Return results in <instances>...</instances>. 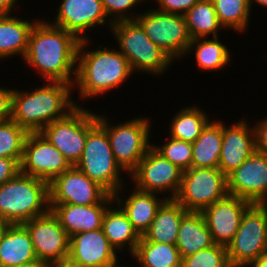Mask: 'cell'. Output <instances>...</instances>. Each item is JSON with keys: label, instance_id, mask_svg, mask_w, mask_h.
<instances>
[{"label": "cell", "instance_id": "obj_48", "mask_svg": "<svg viewBox=\"0 0 267 267\" xmlns=\"http://www.w3.org/2000/svg\"><path fill=\"white\" fill-rule=\"evenodd\" d=\"M264 208L265 210L267 211V200H264L263 202L260 203Z\"/></svg>", "mask_w": 267, "mask_h": 267}, {"label": "cell", "instance_id": "obj_41", "mask_svg": "<svg viewBox=\"0 0 267 267\" xmlns=\"http://www.w3.org/2000/svg\"><path fill=\"white\" fill-rule=\"evenodd\" d=\"M13 91L14 88L0 86V122L11 119Z\"/></svg>", "mask_w": 267, "mask_h": 267}, {"label": "cell", "instance_id": "obj_1", "mask_svg": "<svg viewBox=\"0 0 267 267\" xmlns=\"http://www.w3.org/2000/svg\"><path fill=\"white\" fill-rule=\"evenodd\" d=\"M80 40L71 32L39 19L32 27L24 60L42 82L74 84Z\"/></svg>", "mask_w": 267, "mask_h": 267}, {"label": "cell", "instance_id": "obj_39", "mask_svg": "<svg viewBox=\"0 0 267 267\" xmlns=\"http://www.w3.org/2000/svg\"><path fill=\"white\" fill-rule=\"evenodd\" d=\"M20 172V163L11 158L0 157V186Z\"/></svg>", "mask_w": 267, "mask_h": 267}, {"label": "cell", "instance_id": "obj_29", "mask_svg": "<svg viewBox=\"0 0 267 267\" xmlns=\"http://www.w3.org/2000/svg\"><path fill=\"white\" fill-rule=\"evenodd\" d=\"M218 37L192 39L185 56L191 53L196 60L198 70L221 71L230 64L232 52ZM194 53V54H193Z\"/></svg>", "mask_w": 267, "mask_h": 267}, {"label": "cell", "instance_id": "obj_8", "mask_svg": "<svg viewBox=\"0 0 267 267\" xmlns=\"http://www.w3.org/2000/svg\"><path fill=\"white\" fill-rule=\"evenodd\" d=\"M84 107L77 106L66 117L51 122L40 131L72 166L82 156L87 133L98 123V113Z\"/></svg>", "mask_w": 267, "mask_h": 267}, {"label": "cell", "instance_id": "obj_35", "mask_svg": "<svg viewBox=\"0 0 267 267\" xmlns=\"http://www.w3.org/2000/svg\"><path fill=\"white\" fill-rule=\"evenodd\" d=\"M169 141L156 145L152 143V147L172 164L178 166L185 171L191 168L192 163V143L178 140L170 136Z\"/></svg>", "mask_w": 267, "mask_h": 267}, {"label": "cell", "instance_id": "obj_46", "mask_svg": "<svg viewBox=\"0 0 267 267\" xmlns=\"http://www.w3.org/2000/svg\"><path fill=\"white\" fill-rule=\"evenodd\" d=\"M250 10L252 12V6L256 3L261 6V8H267V0H248Z\"/></svg>", "mask_w": 267, "mask_h": 267}, {"label": "cell", "instance_id": "obj_16", "mask_svg": "<svg viewBox=\"0 0 267 267\" xmlns=\"http://www.w3.org/2000/svg\"><path fill=\"white\" fill-rule=\"evenodd\" d=\"M57 7L54 20L48 22L73 33L79 40L88 39L87 31L97 29L96 26L108 24L110 29L113 24L101 0H62Z\"/></svg>", "mask_w": 267, "mask_h": 267}, {"label": "cell", "instance_id": "obj_28", "mask_svg": "<svg viewBox=\"0 0 267 267\" xmlns=\"http://www.w3.org/2000/svg\"><path fill=\"white\" fill-rule=\"evenodd\" d=\"M222 147V121L212 119L192 143V163L195 168H218Z\"/></svg>", "mask_w": 267, "mask_h": 267}, {"label": "cell", "instance_id": "obj_6", "mask_svg": "<svg viewBox=\"0 0 267 267\" xmlns=\"http://www.w3.org/2000/svg\"><path fill=\"white\" fill-rule=\"evenodd\" d=\"M75 167L114 195L126 182V172L116 162L107 131L97 123L88 133L80 160Z\"/></svg>", "mask_w": 267, "mask_h": 267}, {"label": "cell", "instance_id": "obj_24", "mask_svg": "<svg viewBox=\"0 0 267 267\" xmlns=\"http://www.w3.org/2000/svg\"><path fill=\"white\" fill-rule=\"evenodd\" d=\"M18 15H0V60L21 56L24 58L32 27L39 20L22 19ZM16 55V56H15Z\"/></svg>", "mask_w": 267, "mask_h": 267}, {"label": "cell", "instance_id": "obj_34", "mask_svg": "<svg viewBox=\"0 0 267 267\" xmlns=\"http://www.w3.org/2000/svg\"><path fill=\"white\" fill-rule=\"evenodd\" d=\"M28 134L12 119L0 122V157L15 159L20 163Z\"/></svg>", "mask_w": 267, "mask_h": 267}, {"label": "cell", "instance_id": "obj_10", "mask_svg": "<svg viewBox=\"0 0 267 267\" xmlns=\"http://www.w3.org/2000/svg\"><path fill=\"white\" fill-rule=\"evenodd\" d=\"M267 250V211L252 203L243 213L241 224L227 246L231 267H249Z\"/></svg>", "mask_w": 267, "mask_h": 267}, {"label": "cell", "instance_id": "obj_36", "mask_svg": "<svg viewBox=\"0 0 267 267\" xmlns=\"http://www.w3.org/2000/svg\"><path fill=\"white\" fill-rule=\"evenodd\" d=\"M181 267H231L227 247L215 244L182 258Z\"/></svg>", "mask_w": 267, "mask_h": 267}, {"label": "cell", "instance_id": "obj_19", "mask_svg": "<svg viewBox=\"0 0 267 267\" xmlns=\"http://www.w3.org/2000/svg\"><path fill=\"white\" fill-rule=\"evenodd\" d=\"M251 204L246 199L228 194L201 212L215 244L227 247L232 242L243 213Z\"/></svg>", "mask_w": 267, "mask_h": 267}, {"label": "cell", "instance_id": "obj_9", "mask_svg": "<svg viewBox=\"0 0 267 267\" xmlns=\"http://www.w3.org/2000/svg\"><path fill=\"white\" fill-rule=\"evenodd\" d=\"M135 20L141 25L149 40L160 47L174 61L185 58L192 38L189 35L184 15L148 9Z\"/></svg>", "mask_w": 267, "mask_h": 267}, {"label": "cell", "instance_id": "obj_17", "mask_svg": "<svg viewBox=\"0 0 267 267\" xmlns=\"http://www.w3.org/2000/svg\"><path fill=\"white\" fill-rule=\"evenodd\" d=\"M228 193L251 203L267 200V154L255 150L227 176Z\"/></svg>", "mask_w": 267, "mask_h": 267}, {"label": "cell", "instance_id": "obj_21", "mask_svg": "<svg viewBox=\"0 0 267 267\" xmlns=\"http://www.w3.org/2000/svg\"><path fill=\"white\" fill-rule=\"evenodd\" d=\"M125 188L124 185L113 195L114 202L123 210L138 234L143 236L154 220L157 210L167 198L135 187L125 197Z\"/></svg>", "mask_w": 267, "mask_h": 267}, {"label": "cell", "instance_id": "obj_26", "mask_svg": "<svg viewBox=\"0 0 267 267\" xmlns=\"http://www.w3.org/2000/svg\"><path fill=\"white\" fill-rule=\"evenodd\" d=\"M215 245L201 212L188 211L179 225L176 246L182 258Z\"/></svg>", "mask_w": 267, "mask_h": 267}, {"label": "cell", "instance_id": "obj_15", "mask_svg": "<svg viewBox=\"0 0 267 267\" xmlns=\"http://www.w3.org/2000/svg\"><path fill=\"white\" fill-rule=\"evenodd\" d=\"M23 225L30 234L39 261L49 264L69 258L70 237L51 210Z\"/></svg>", "mask_w": 267, "mask_h": 267}, {"label": "cell", "instance_id": "obj_4", "mask_svg": "<svg viewBox=\"0 0 267 267\" xmlns=\"http://www.w3.org/2000/svg\"><path fill=\"white\" fill-rule=\"evenodd\" d=\"M50 211L49 183L19 172L0 186V219L23 224Z\"/></svg>", "mask_w": 267, "mask_h": 267}, {"label": "cell", "instance_id": "obj_47", "mask_svg": "<svg viewBox=\"0 0 267 267\" xmlns=\"http://www.w3.org/2000/svg\"><path fill=\"white\" fill-rule=\"evenodd\" d=\"M18 267H47V264L38 260V261L32 262L30 264L21 265Z\"/></svg>", "mask_w": 267, "mask_h": 267}, {"label": "cell", "instance_id": "obj_3", "mask_svg": "<svg viewBox=\"0 0 267 267\" xmlns=\"http://www.w3.org/2000/svg\"><path fill=\"white\" fill-rule=\"evenodd\" d=\"M73 84L44 81L31 91L15 88L12 93L11 119L28 132H40L55 120L66 117L77 106L72 99Z\"/></svg>", "mask_w": 267, "mask_h": 267}, {"label": "cell", "instance_id": "obj_2", "mask_svg": "<svg viewBox=\"0 0 267 267\" xmlns=\"http://www.w3.org/2000/svg\"><path fill=\"white\" fill-rule=\"evenodd\" d=\"M90 37L80 40L77 50L76 76L73 90L79 92L82 101L106 95L108 91L122 87L133 71L127 58L116 48L98 45L90 48ZM123 83V84H122Z\"/></svg>", "mask_w": 267, "mask_h": 267}, {"label": "cell", "instance_id": "obj_20", "mask_svg": "<svg viewBox=\"0 0 267 267\" xmlns=\"http://www.w3.org/2000/svg\"><path fill=\"white\" fill-rule=\"evenodd\" d=\"M227 125L222 120V147L218 167L226 176L256 150L253 126L246 119Z\"/></svg>", "mask_w": 267, "mask_h": 267}, {"label": "cell", "instance_id": "obj_18", "mask_svg": "<svg viewBox=\"0 0 267 267\" xmlns=\"http://www.w3.org/2000/svg\"><path fill=\"white\" fill-rule=\"evenodd\" d=\"M69 259L79 267H127L120 264L117 251L102 228L70 237Z\"/></svg>", "mask_w": 267, "mask_h": 267}, {"label": "cell", "instance_id": "obj_7", "mask_svg": "<svg viewBox=\"0 0 267 267\" xmlns=\"http://www.w3.org/2000/svg\"><path fill=\"white\" fill-rule=\"evenodd\" d=\"M151 120L140 116L114 125L106 115L98 114V123L107 131L115 160L128 175L152 146Z\"/></svg>", "mask_w": 267, "mask_h": 267}, {"label": "cell", "instance_id": "obj_12", "mask_svg": "<svg viewBox=\"0 0 267 267\" xmlns=\"http://www.w3.org/2000/svg\"><path fill=\"white\" fill-rule=\"evenodd\" d=\"M182 175L183 170L151 146L127 177L130 178V184L138 190L158 193L167 199H174L180 189Z\"/></svg>", "mask_w": 267, "mask_h": 267}, {"label": "cell", "instance_id": "obj_25", "mask_svg": "<svg viewBox=\"0 0 267 267\" xmlns=\"http://www.w3.org/2000/svg\"><path fill=\"white\" fill-rule=\"evenodd\" d=\"M102 230L118 254L128 248L131 256L141 238L126 214L115 202L107 208L103 216Z\"/></svg>", "mask_w": 267, "mask_h": 267}, {"label": "cell", "instance_id": "obj_37", "mask_svg": "<svg viewBox=\"0 0 267 267\" xmlns=\"http://www.w3.org/2000/svg\"><path fill=\"white\" fill-rule=\"evenodd\" d=\"M107 17L112 22L135 20L139 13L134 12L136 7L147 0H101ZM134 9V10H132ZM131 11V13H130ZM134 13V14H133Z\"/></svg>", "mask_w": 267, "mask_h": 267}, {"label": "cell", "instance_id": "obj_32", "mask_svg": "<svg viewBox=\"0 0 267 267\" xmlns=\"http://www.w3.org/2000/svg\"><path fill=\"white\" fill-rule=\"evenodd\" d=\"M189 35L192 39L218 37L224 29L218 22L211 0H200L184 14Z\"/></svg>", "mask_w": 267, "mask_h": 267}, {"label": "cell", "instance_id": "obj_22", "mask_svg": "<svg viewBox=\"0 0 267 267\" xmlns=\"http://www.w3.org/2000/svg\"><path fill=\"white\" fill-rule=\"evenodd\" d=\"M112 203L93 205L58 204L50 205V210L58 218L69 237L102 228L103 216Z\"/></svg>", "mask_w": 267, "mask_h": 267}, {"label": "cell", "instance_id": "obj_44", "mask_svg": "<svg viewBox=\"0 0 267 267\" xmlns=\"http://www.w3.org/2000/svg\"><path fill=\"white\" fill-rule=\"evenodd\" d=\"M249 267H267V250L264 251Z\"/></svg>", "mask_w": 267, "mask_h": 267}, {"label": "cell", "instance_id": "obj_31", "mask_svg": "<svg viewBox=\"0 0 267 267\" xmlns=\"http://www.w3.org/2000/svg\"><path fill=\"white\" fill-rule=\"evenodd\" d=\"M192 106L182 107L176 112L170 121L168 136L190 143L200 136L212 117H208L204 108Z\"/></svg>", "mask_w": 267, "mask_h": 267}, {"label": "cell", "instance_id": "obj_27", "mask_svg": "<svg viewBox=\"0 0 267 267\" xmlns=\"http://www.w3.org/2000/svg\"><path fill=\"white\" fill-rule=\"evenodd\" d=\"M187 212L175 199H166L142 237L150 242L176 244L179 225Z\"/></svg>", "mask_w": 267, "mask_h": 267}, {"label": "cell", "instance_id": "obj_5", "mask_svg": "<svg viewBox=\"0 0 267 267\" xmlns=\"http://www.w3.org/2000/svg\"><path fill=\"white\" fill-rule=\"evenodd\" d=\"M119 51L127 58L133 74L144 73L151 76L165 75L175 61L160 47L151 42L136 20L113 22L110 28ZM135 72V73H134Z\"/></svg>", "mask_w": 267, "mask_h": 267}, {"label": "cell", "instance_id": "obj_33", "mask_svg": "<svg viewBox=\"0 0 267 267\" xmlns=\"http://www.w3.org/2000/svg\"><path fill=\"white\" fill-rule=\"evenodd\" d=\"M223 31L233 30L235 33L247 31L252 13L248 0H211ZM251 15V16H250ZM246 30V31H245Z\"/></svg>", "mask_w": 267, "mask_h": 267}, {"label": "cell", "instance_id": "obj_30", "mask_svg": "<svg viewBox=\"0 0 267 267\" xmlns=\"http://www.w3.org/2000/svg\"><path fill=\"white\" fill-rule=\"evenodd\" d=\"M131 257L140 267H181L182 263L176 244L150 242L142 236Z\"/></svg>", "mask_w": 267, "mask_h": 267}, {"label": "cell", "instance_id": "obj_40", "mask_svg": "<svg viewBox=\"0 0 267 267\" xmlns=\"http://www.w3.org/2000/svg\"><path fill=\"white\" fill-rule=\"evenodd\" d=\"M255 133V149L267 154V116L252 125Z\"/></svg>", "mask_w": 267, "mask_h": 267}, {"label": "cell", "instance_id": "obj_43", "mask_svg": "<svg viewBox=\"0 0 267 267\" xmlns=\"http://www.w3.org/2000/svg\"><path fill=\"white\" fill-rule=\"evenodd\" d=\"M47 267H79L69 258L47 264Z\"/></svg>", "mask_w": 267, "mask_h": 267}, {"label": "cell", "instance_id": "obj_42", "mask_svg": "<svg viewBox=\"0 0 267 267\" xmlns=\"http://www.w3.org/2000/svg\"><path fill=\"white\" fill-rule=\"evenodd\" d=\"M19 1L20 0H0V15H12V13L16 14L14 12Z\"/></svg>", "mask_w": 267, "mask_h": 267}, {"label": "cell", "instance_id": "obj_14", "mask_svg": "<svg viewBox=\"0 0 267 267\" xmlns=\"http://www.w3.org/2000/svg\"><path fill=\"white\" fill-rule=\"evenodd\" d=\"M72 165L40 132H29L20 162V172L51 183Z\"/></svg>", "mask_w": 267, "mask_h": 267}, {"label": "cell", "instance_id": "obj_38", "mask_svg": "<svg viewBox=\"0 0 267 267\" xmlns=\"http://www.w3.org/2000/svg\"><path fill=\"white\" fill-rule=\"evenodd\" d=\"M157 10L184 15L200 0H154Z\"/></svg>", "mask_w": 267, "mask_h": 267}, {"label": "cell", "instance_id": "obj_11", "mask_svg": "<svg viewBox=\"0 0 267 267\" xmlns=\"http://www.w3.org/2000/svg\"><path fill=\"white\" fill-rule=\"evenodd\" d=\"M228 194L227 176L219 168L191 167L183 171L174 199L187 211L202 212Z\"/></svg>", "mask_w": 267, "mask_h": 267}, {"label": "cell", "instance_id": "obj_23", "mask_svg": "<svg viewBox=\"0 0 267 267\" xmlns=\"http://www.w3.org/2000/svg\"><path fill=\"white\" fill-rule=\"evenodd\" d=\"M38 261L30 234L23 224H10L0 244V267H18Z\"/></svg>", "mask_w": 267, "mask_h": 267}, {"label": "cell", "instance_id": "obj_45", "mask_svg": "<svg viewBox=\"0 0 267 267\" xmlns=\"http://www.w3.org/2000/svg\"><path fill=\"white\" fill-rule=\"evenodd\" d=\"M9 225L10 223L4 221L3 219H0V244Z\"/></svg>", "mask_w": 267, "mask_h": 267}, {"label": "cell", "instance_id": "obj_13", "mask_svg": "<svg viewBox=\"0 0 267 267\" xmlns=\"http://www.w3.org/2000/svg\"><path fill=\"white\" fill-rule=\"evenodd\" d=\"M50 205L74 204L93 205L113 203L110 195L103 187L92 181L87 175L72 166L57 176L49 184Z\"/></svg>", "mask_w": 267, "mask_h": 267}]
</instances>
